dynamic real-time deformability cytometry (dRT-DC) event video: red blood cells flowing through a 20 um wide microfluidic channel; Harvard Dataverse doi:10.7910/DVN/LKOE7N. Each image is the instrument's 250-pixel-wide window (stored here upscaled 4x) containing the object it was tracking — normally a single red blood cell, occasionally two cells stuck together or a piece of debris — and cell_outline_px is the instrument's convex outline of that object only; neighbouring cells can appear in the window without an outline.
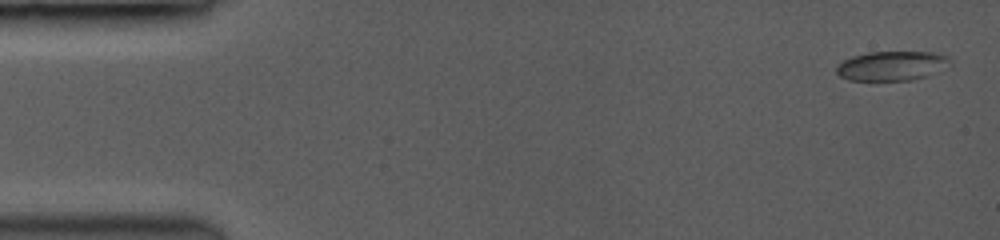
{"species": "common noctule bat (a hibernating species)", "species_latin": "Nyctalus noctula", "temperature_condition": "room temperature", "stored_images_in_passage": 55, "camera_frame_rate_fps": 3500, "um_per_image_px": 0.085, "animal": {"sex": "female", "body_mass_g": 19.0, "forearm_length_mm": 53.3}, "frame": {"image": 1, "passage_image": 1, "time_ms": 0.0, "image_size_px": [1000, 240], "cell_outline_px": [[952, 68], [928, 76], [912, 80], [848, 80], [840, 76], [836, 72], [836, 68], [844, 60], [868, 52], [924, 52], [944, 56], [952, 64]], "centroid_in_image_um": [75.87, 5.62], "position_along_channel_um": 9.1, "area_um2": 19.42}}
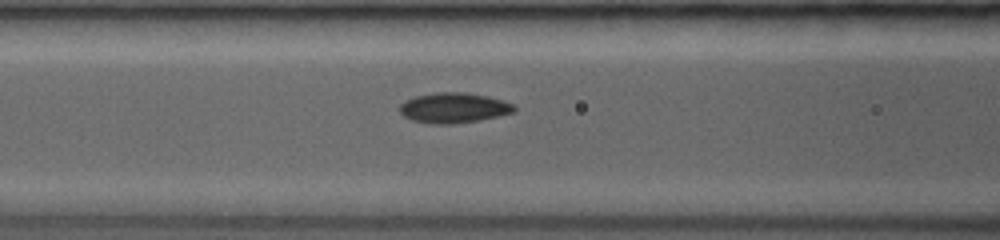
{"frame": {"image": 2, "passage_image": 23, "time_ms": 6.286, "image_size_px": [1000, 240], "cell_outline_px": [[516, 108], [512, 112], [496, 116], [476, 120], [452, 124], [428, 124], [412, 120], [404, 116], [400, 112], [400, 104], [416, 96], [440, 92], [464, 92], [484, 96], [500, 100], [512, 104]], "centroid_in_image_um": [38.51, 9.17], "position_along_channel_um": 128.1, "area_um2": 19.65}}
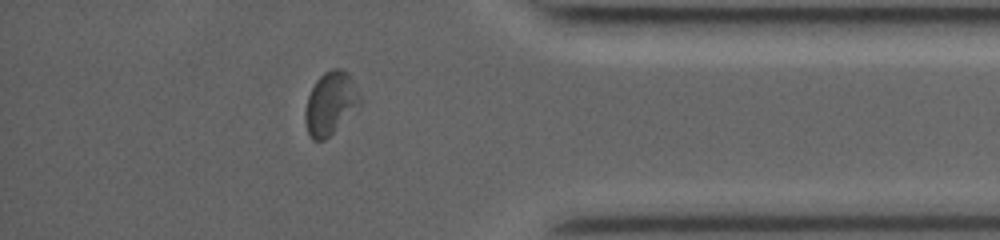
{"frame": {"image": 3, "passage_image": 48, "time_ms": 13.429, "image_size_px": [1000, 240], "cell_outline_px": [[364, 104], [324, 140], [312, 140], [308, 132], [304, 120], [304, 112], [308, 96], [316, 80], [324, 72], [332, 68], [340, 68], [348, 72], [364, 100]], "centroid_in_image_um": [28.14, 8.77], "position_along_channel_um": 407.1, "area_um2": 20.52}, "authors_computed_cell_mechanics": {"area_um2": 19.4208, "velocity_mm_per_s": 4.0648, "shape_relaxation_time_tau1_ms": 4.1781, "shape_relaxation_time_tau2_ms": 2.3141, "deformation_change_tau1": 0.1141, "deformation_change_tau2": 0.0638}}